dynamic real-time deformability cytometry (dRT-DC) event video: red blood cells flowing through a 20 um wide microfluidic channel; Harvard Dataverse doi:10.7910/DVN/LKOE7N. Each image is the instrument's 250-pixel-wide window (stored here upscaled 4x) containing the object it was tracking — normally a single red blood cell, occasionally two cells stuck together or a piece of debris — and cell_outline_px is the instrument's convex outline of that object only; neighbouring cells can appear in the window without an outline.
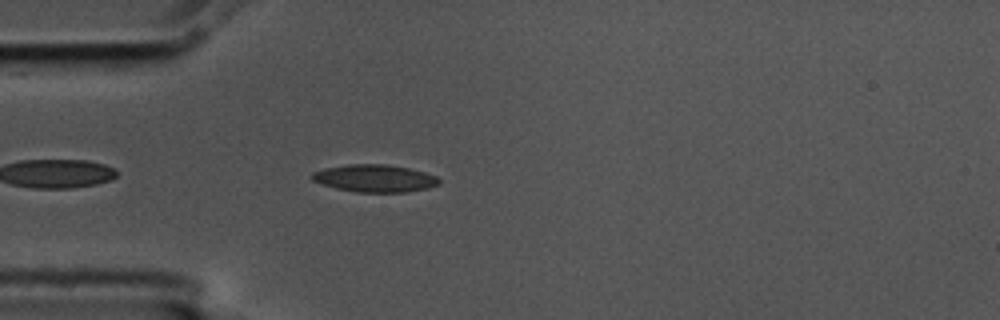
{"species": "common noctule bat (a hibernating species)", "species_latin": "Nyctalus noctula", "temperature_condition": "cold", "stored_images_in_passage": 5, "camera_frame_rate_fps": 3000, "um_per_image_px": 0.085, "animal": {"sex": "male", "body_mass_g": 17.5, "forearm_length_mm": 52.3}, "frame": {"image": 1, "passage_image": 5, "time_ms": 1.333, "image_size_px": [1000, 320], "cell_outline_px": [[440, 184], [428, 188], [404, 192], [356, 192], [336, 188], [312, 180], [308, 176], [312, 172], [324, 168], [348, 164], [388, 164], [408, 168], [424, 172], [436, 176], [440, 180]], "centroid_in_image_um": [31.83, 15.15], "position_along_channel_um": 53.2, "area_um2": 20.35}}